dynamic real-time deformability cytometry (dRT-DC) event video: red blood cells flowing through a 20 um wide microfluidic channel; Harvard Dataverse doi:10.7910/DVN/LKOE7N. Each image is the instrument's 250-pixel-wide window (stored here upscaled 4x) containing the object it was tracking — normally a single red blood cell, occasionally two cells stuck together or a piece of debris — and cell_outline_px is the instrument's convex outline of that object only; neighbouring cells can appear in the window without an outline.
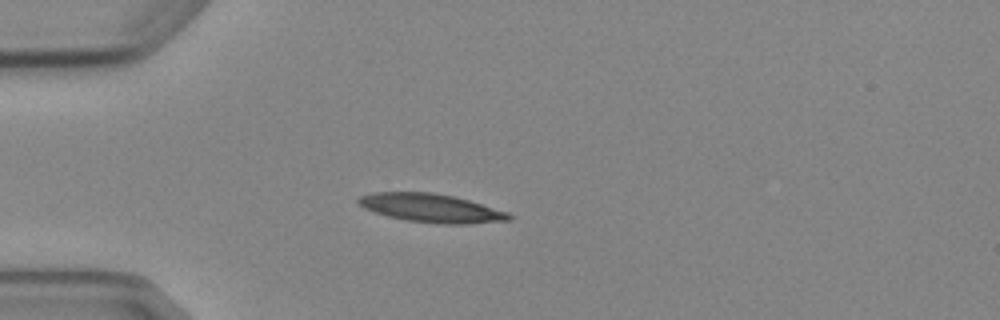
{"species": "Egyptian fruit bat (a non-hibernating species)", "species_latin": "Rousettus aegyptiacus", "temperature_condition": "cold", "stored_images_in_passage": 3, "camera_frame_rate_fps": 3000, "um_per_image_px": 0.085, "animal": {"sex": "female"}, "frame": {"image": 1, "passage_image": 3, "time_ms": 2.333, "image_size_px": [1000, 320], "cell_outline_px": [[512, 220], [468, 224], [444, 224], [408, 220], [388, 216], [364, 208], [356, 200], [360, 196], [372, 192], [432, 192], [452, 196], [468, 200], [508, 212], [512, 216]], "centroid_in_image_um": [36.66, 17.68], "position_along_channel_um": 48.3, "area_um2": 24.8}}